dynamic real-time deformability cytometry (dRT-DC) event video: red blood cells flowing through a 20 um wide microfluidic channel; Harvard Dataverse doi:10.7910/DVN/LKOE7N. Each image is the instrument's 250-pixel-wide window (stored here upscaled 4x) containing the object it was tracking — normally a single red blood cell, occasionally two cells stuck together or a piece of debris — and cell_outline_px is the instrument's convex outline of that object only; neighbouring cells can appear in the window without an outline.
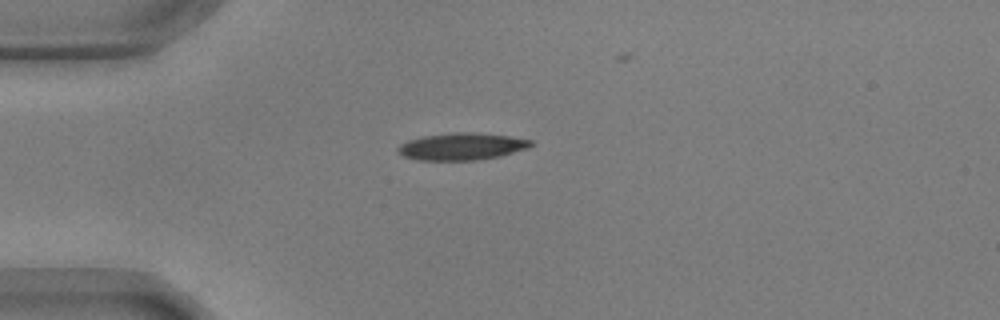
{"species": "common noctule bat (a hibernating species)", "species_latin": "Nyctalus noctula", "temperature_condition": "warm", "stored_images_in_passage": 31, "camera_frame_rate_fps": 3000, "um_per_image_px": 0.085, "animal": {"sex": "male", "body_mass_g": 17.9, "forearm_length_mm": 54.2}, "frame": {"image": 1, "passage_image": 1, "time_ms": 0.0, "image_size_px": [1000, 320], "cell_outline_px": [[536, 144], [528, 148], [500, 156], [476, 160], [420, 160], [404, 156], [396, 152], [396, 148], [400, 144], [408, 140], [424, 136], [456, 132], [476, 132], [508, 136], [532, 140]], "centroid_in_image_um": [39.26, 12.45], "position_along_channel_um": 45.7, "area_um2": 21.04}}
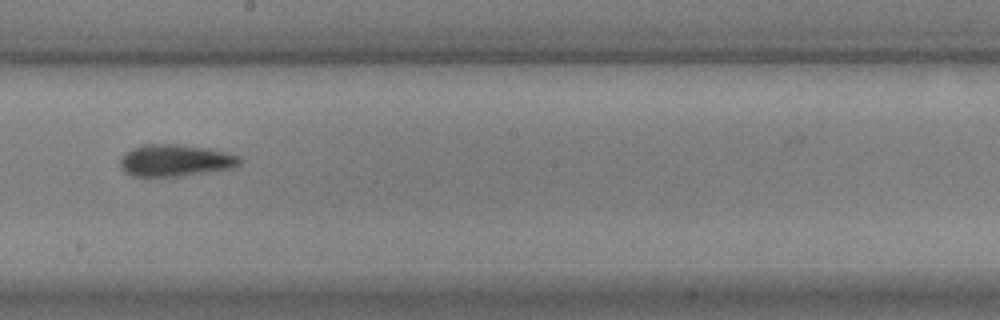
{"frame": {"image": 2, "passage_image": 18, "time_ms": 5.667, "image_size_px": [1000, 320], "cell_outline_px": [[240, 164], [232, 168], [180, 176], [132, 176], [124, 172], [120, 168], [120, 156], [124, 152], [132, 148], [144, 144], [184, 144], [224, 152], [240, 156]], "centroid_in_image_um": [14.83, 13.63], "position_along_channel_um": 233.4, "area_um2": 22.25}}
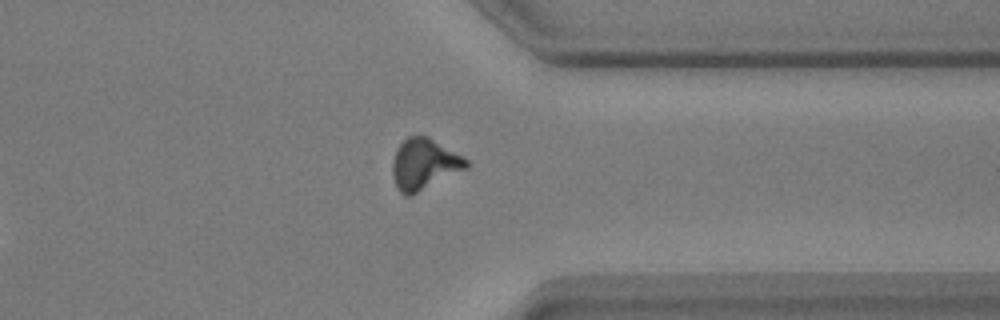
{"frame": {"image": 3, "passage_image": 30, "time_ms": 9.667, "image_size_px": [1000, 320], "cell_outline_px": [[468, 168], [412, 196], [404, 196], [396, 188], [392, 176], [392, 160], [396, 148], [408, 136], [428, 136], [464, 156], [468, 160]], "centroid_in_image_um": [36.04, 13.98], "position_along_channel_um": 375.4, "area_um2": 22.37}}